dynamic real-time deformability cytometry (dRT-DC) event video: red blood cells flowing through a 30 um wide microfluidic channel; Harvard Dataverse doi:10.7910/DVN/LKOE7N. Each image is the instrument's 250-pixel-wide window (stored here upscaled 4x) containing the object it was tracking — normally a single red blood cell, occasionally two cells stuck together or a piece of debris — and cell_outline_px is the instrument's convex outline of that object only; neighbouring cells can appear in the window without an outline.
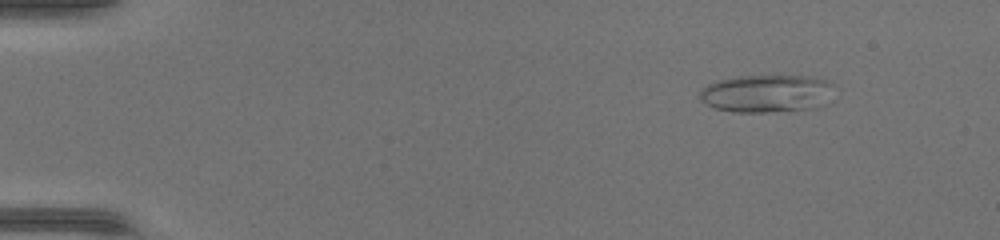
{"species": "common noctule bat (a hibernating species)", "species_latin": "Nyctalus noctula", "temperature_condition": "warm", "stored_images_in_passage": 47, "camera_frame_rate_fps": 3000, "um_per_image_px": 0.085, "animal": {"sex": "female", "body_mass_g": 17.0, "forearm_length_mm": 48.0}, "frame": {"image": 1, "passage_image": 6, "time_ms": 1.667, "image_size_px": [1000, 240], "cell_outline_px": [[832, 84], [824, 104], [816, 108], [764, 112], [736, 112], [716, 108], [700, 100], [700, 88], [716, 80], [740, 76], [812, 76], [828, 80]], "centroid_in_image_um": [65.12, 7.94], "position_along_channel_um": 19.9, "area_um2": 29.3}}
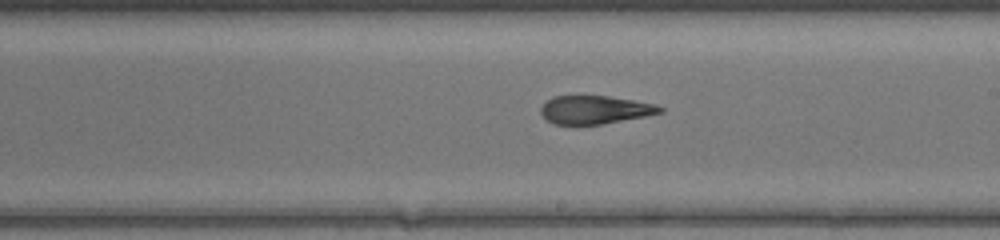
{"frame": {"image": 2, "passage_image": 28, "time_ms": 9.0, "image_size_px": [1000, 240], "cell_outline_px": [[664, 112], [644, 116], [600, 124], [552, 124], [540, 112], [540, 108], [552, 96], [608, 96], [632, 100], [652, 104], [664, 108]], "centroid_in_image_um": [50.54, 9.32], "position_along_channel_um": 238.5, "area_um2": 19.25}}
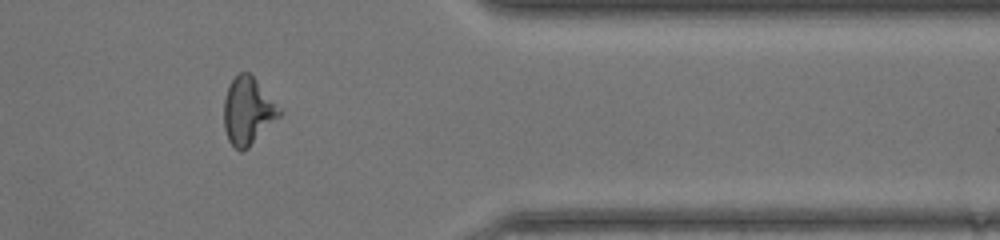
{"frame": {"image": 3, "passage_image": 39, "time_ms": 12.667, "image_size_px": [1000, 240], "cell_outline_px": [[284, 112], [248, 148], [240, 152], [228, 140], [224, 128], [224, 100], [228, 88], [232, 80], [240, 72], [248, 72], [256, 80]], "centroid_in_image_um": [21.07, 9.45], "position_along_channel_um": 390.3, "area_um2": 21.5}}